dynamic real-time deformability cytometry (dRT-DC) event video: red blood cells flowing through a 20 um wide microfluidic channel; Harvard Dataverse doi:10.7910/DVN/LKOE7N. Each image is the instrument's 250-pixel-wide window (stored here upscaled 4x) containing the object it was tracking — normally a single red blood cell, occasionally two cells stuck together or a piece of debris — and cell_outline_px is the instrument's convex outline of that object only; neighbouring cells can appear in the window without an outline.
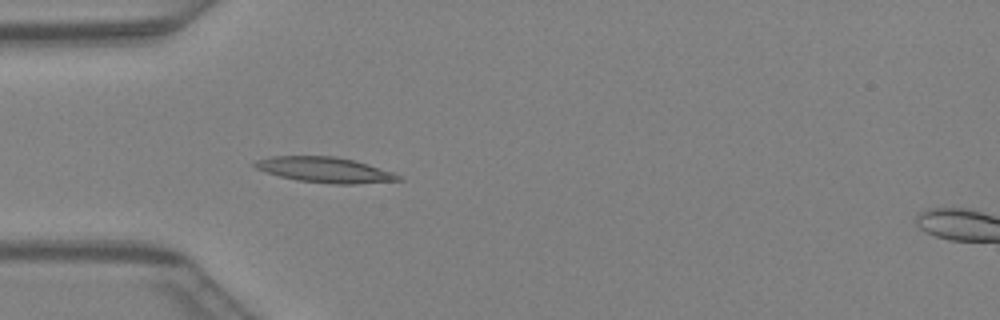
{"species": "Egyptian fruit bat (a non-hibernating species)", "species_latin": "Rousettus aegyptiacus", "temperature_condition": "warm", "stored_images_in_passage": 21, "camera_frame_rate_fps": 3000, "um_per_image_px": 0.085, "animal": {"sex": "female"}, "frame": {"image": 1, "passage_image": 4, "time_ms": 1.0, "image_size_px": [1000, 320], "cell_outline_px": [[404, 180], [352, 184], [332, 184], [296, 180], [280, 176], [256, 168], [252, 164], [256, 160], [272, 156], [332, 156], [352, 160], [392, 172], [400, 176]], "centroid_in_image_um": [27.59, 14.44], "position_along_channel_um": 57.4, "area_um2": 20.92}}
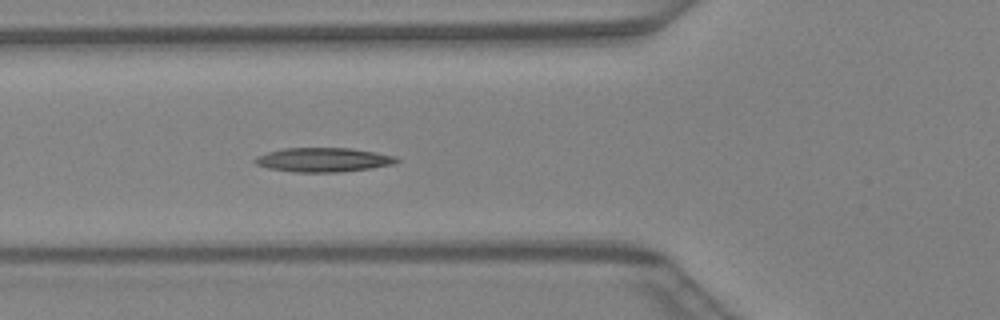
{"frame": {"image": 2, "passage_image": 7, "time_ms": 2.0, "image_size_px": [1000, 320], "cell_outline_px": [[400, 160], [392, 164], [372, 168], [340, 172], [296, 172], [268, 168], [256, 164], [252, 160], [256, 156], [268, 152], [284, 148], [352, 148], [396, 156]], "centroid_in_image_um": [27.47, 13.58], "position_along_channel_um": 98.3, "area_um2": 19.94}}
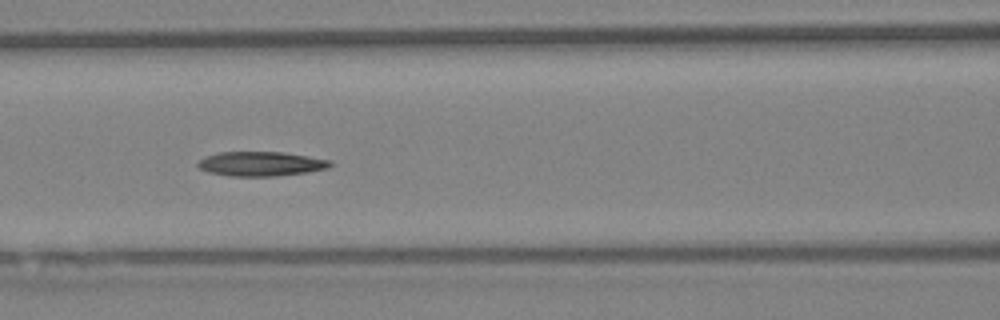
{"frame": {"image": 3, "passage_image": 10, "time_ms": 3.0, "image_size_px": [1000, 320], "cell_outline_px": [[332, 164], [328, 168], [308, 172], [276, 176], [232, 176], [208, 172], [200, 168], [196, 164], [204, 156], [220, 152], [284, 152], [332, 160]], "centroid_in_image_um": [22.19, 13.92], "position_along_channel_um": 144.4, "area_um2": 18.9}}